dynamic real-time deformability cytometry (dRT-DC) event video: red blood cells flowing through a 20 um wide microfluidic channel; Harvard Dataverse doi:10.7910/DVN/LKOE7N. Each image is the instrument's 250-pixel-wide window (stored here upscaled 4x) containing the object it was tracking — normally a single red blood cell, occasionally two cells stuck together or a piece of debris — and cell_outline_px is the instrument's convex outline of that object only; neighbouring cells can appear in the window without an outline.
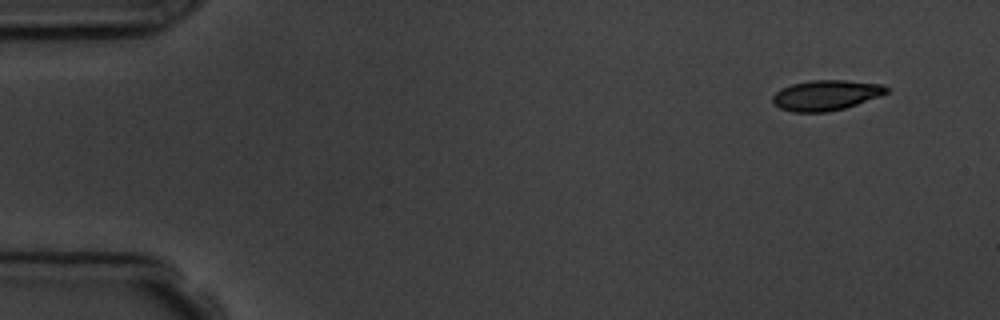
{"species": "common noctule bat (a hibernating species)", "species_latin": "Nyctalus noctula", "temperature_condition": "room temperature", "stored_images_in_passage": 4, "camera_frame_rate_fps": 3000, "um_per_image_px": 0.085, "animal": {"sex": "male", "body_mass_g": 19.5, "forearm_length_mm": 54.6}, "frame": {"image": 1, "passage_image": 1, "time_ms": 0.0, "image_size_px": [1000, 320], "cell_outline_px": [[892, 92], [844, 108], [824, 112], [792, 112], [780, 108], [772, 104], [772, 96], [780, 88], [792, 84], [812, 80], [844, 80], [884, 84], [892, 88]], "centroid_in_image_um": [70.24, 8.08], "position_along_channel_um": 14.8, "area_um2": 20.35}}
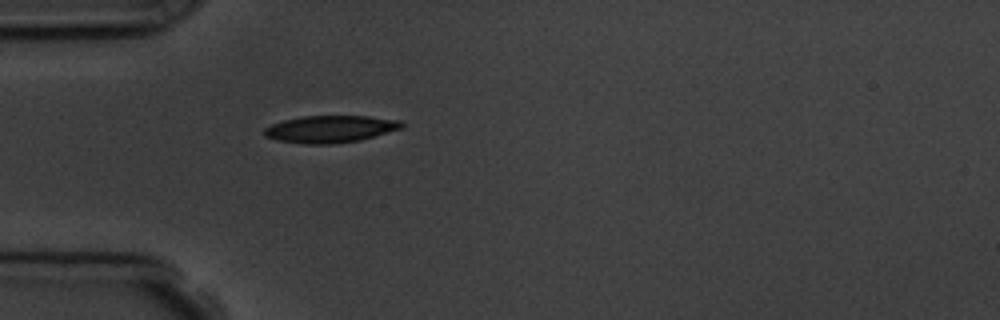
{"frame": {"image": 2, "passage_image": 4, "time_ms": 4.0, "image_size_px": [1000, 320], "cell_outline_px": [[404, 128], [360, 140], [332, 144], [304, 144], [276, 140], [264, 136], [264, 128], [272, 124], [284, 120], [304, 116], [368, 116], [400, 120], [404, 124]], "centroid_in_image_um": [28.09, 10.97], "position_along_channel_um": 56.9, "area_um2": 21.79}}